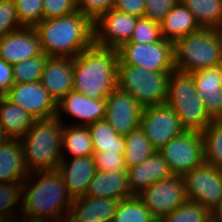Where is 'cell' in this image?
<instances>
[{
  "mask_svg": "<svg viewBox=\"0 0 222 222\" xmlns=\"http://www.w3.org/2000/svg\"><path fill=\"white\" fill-rule=\"evenodd\" d=\"M71 204L57 170L29 173L22 183L21 211L42 222L67 220Z\"/></svg>",
  "mask_w": 222,
  "mask_h": 222,
  "instance_id": "6da1fadb",
  "label": "cell"
},
{
  "mask_svg": "<svg viewBox=\"0 0 222 222\" xmlns=\"http://www.w3.org/2000/svg\"><path fill=\"white\" fill-rule=\"evenodd\" d=\"M34 28L49 57L74 58L94 44L93 22L78 11L42 20Z\"/></svg>",
  "mask_w": 222,
  "mask_h": 222,
  "instance_id": "7a4b0ae2",
  "label": "cell"
},
{
  "mask_svg": "<svg viewBox=\"0 0 222 222\" xmlns=\"http://www.w3.org/2000/svg\"><path fill=\"white\" fill-rule=\"evenodd\" d=\"M117 49L93 44L73 58V90L91 99L106 98L117 88Z\"/></svg>",
  "mask_w": 222,
  "mask_h": 222,
  "instance_id": "3957f363",
  "label": "cell"
},
{
  "mask_svg": "<svg viewBox=\"0 0 222 222\" xmlns=\"http://www.w3.org/2000/svg\"><path fill=\"white\" fill-rule=\"evenodd\" d=\"M64 124L57 117L35 120L20 139L29 173L57 170L62 157Z\"/></svg>",
  "mask_w": 222,
  "mask_h": 222,
  "instance_id": "277c9868",
  "label": "cell"
},
{
  "mask_svg": "<svg viewBox=\"0 0 222 222\" xmlns=\"http://www.w3.org/2000/svg\"><path fill=\"white\" fill-rule=\"evenodd\" d=\"M222 63V37L219 29L200 28L174 42L175 70L187 73Z\"/></svg>",
  "mask_w": 222,
  "mask_h": 222,
  "instance_id": "5b68a950",
  "label": "cell"
},
{
  "mask_svg": "<svg viewBox=\"0 0 222 222\" xmlns=\"http://www.w3.org/2000/svg\"><path fill=\"white\" fill-rule=\"evenodd\" d=\"M165 104L175 111L186 131L202 132L213 121L198 95L192 73H170Z\"/></svg>",
  "mask_w": 222,
  "mask_h": 222,
  "instance_id": "8992f818",
  "label": "cell"
},
{
  "mask_svg": "<svg viewBox=\"0 0 222 222\" xmlns=\"http://www.w3.org/2000/svg\"><path fill=\"white\" fill-rule=\"evenodd\" d=\"M171 72H155L142 67L118 65L117 88L130 94L143 108L164 105Z\"/></svg>",
  "mask_w": 222,
  "mask_h": 222,
  "instance_id": "52a82bcc",
  "label": "cell"
},
{
  "mask_svg": "<svg viewBox=\"0 0 222 222\" xmlns=\"http://www.w3.org/2000/svg\"><path fill=\"white\" fill-rule=\"evenodd\" d=\"M118 51V65L142 67L155 72H172L174 42L162 38L151 44L128 41Z\"/></svg>",
  "mask_w": 222,
  "mask_h": 222,
  "instance_id": "ba28073f",
  "label": "cell"
},
{
  "mask_svg": "<svg viewBox=\"0 0 222 222\" xmlns=\"http://www.w3.org/2000/svg\"><path fill=\"white\" fill-rule=\"evenodd\" d=\"M158 152L167 162L172 175L183 176L205 162L203 136L198 131H184Z\"/></svg>",
  "mask_w": 222,
  "mask_h": 222,
  "instance_id": "9c48e42d",
  "label": "cell"
},
{
  "mask_svg": "<svg viewBox=\"0 0 222 222\" xmlns=\"http://www.w3.org/2000/svg\"><path fill=\"white\" fill-rule=\"evenodd\" d=\"M187 200L202 204L210 211L222 199V169L208 163L183 176Z\"/></svg>",
  "mask_w": 222,
  "mask_h": 222,
  "instance_id": "30bf717a",
  "label": "cell"
},
{
  "mask_svg": "<svg viewBox=\"0 0 222 222\" xmlns=\"http://www.w3.org/2000/svg\"><path fill=\"white\" fill-rule=\"evenodd\" d=\"M137 197L154 218L162 219L187 200L184 179L182 176L171 175L150 185Z\"/></svg>",
  "mask_w": 222,
  "mask_h": 222,
  "instance_id": "8fae6325",
  "label": "cell"
},
{
  "mask_svg": "<svg viewBox=\"0 0 222 222\" xmlns=\"http://www.w3.org/2000/svg\"><path fill=\"white\" fill-rule=\"evenodd\" d=\"M140 126L156 151L186 131L175 111L166 104L143 108Z\"/></svg>",
  "mask_w": 222,
  "mask_h": 222,
  "instance_id": "7c38bea8",
  "label": "cell"
},
{
  "mask_svg": "<svg viewBox=\"0 0 222 222\" xmlns=\"http://www.w3.org/2000/svg\"><path fill=\"white\" fill-rule=\"evenodd\" d=\"M137 17L115 9L104 13L94 23V44L99 47L119 49L130 41Z\"/></svg>",
  "mask_w": 222,
  "mask_h": 222,
  "instance_id": "4fadbf2b",
  "label": "cell"
},
{
  "mask_svg": "<svg viewBox=\"0 0 222 222\" xmlns=\"http://www.w3.org/2000/svg\"><path fill=\"white\" fill-rule=\"evenodd\" d=\"M4 96L36 120L56 117L57 103L40 81L13 84Z\"/></svg>",
  "mask_w": 222,
  "mask_h": 222,
  "instance_id": "5bb4252c",
  "label": "cell"
},
{
  "mask_svg": "<svg viewBox=\"0 0 222 222\" xmlns=\"http://www.w3.org/2000/svg\"><path fill=\"white\" fill-rule=\"evenodd\" d=\"M143 107L128 93L116 88L106 97L105 120L120 135L140 126Z\"/></svg>",
  "mask_w": 222,
  "mask_h": 222,
  "instance_id": "9a60e30c",
  "label": "cell"
},
{
  "mask_svg": "<svg viewBox=\"0 0 222 222\" xmlns=\"http://www.w3.org/2000/svg\"><path fill=\"white\" fill-rule=\"evenodd\" d=\"M106 98L91 99L80 92L71 90L59 102H57L56 117L63 123L67 118L73 117L75 123L70 125L87 126L105 118ZM64 119V121H63ZM77 122V123H76Z\"/></svg>",
  "mask_w": 222,
  "mask_h": 222,
  "instance_id": "2e32d148",
  "label": "cell"
},
{
  "mask_svg": "<svg viewBox=\"0 0 222 222\" xmlns=\"http://www.w3.org/2000/svg\"><path fill=\"white\" fill-rule=\"evenodd\" d=\"M42 53L40 37L33 27H22L0 39V59L11 65Z\"/></svg>",
  "mask_w": 222,
  "mask_h": 222,
  "instance_id": "e0dca14e",
  "label": "cell"
},
{
  "mask_svg": "<svg viewBox=\"0 0 222 222\" xmlns=\"http://www.w3.org/2000/svg\"><path fill=\"white\" fill-rule=\"evenodd\" d=\"M69 159L62 158L57 171L64 181L69 196L74 199L86 194L97 170L93 156Z\"/></svg>",
  "mask_w": 222,
  "mask_h": 222,
  "instance_id": "ac0fdd59",
  "label": "cell"
},
{
  "mask_svg": "<svg viewBox=\"0 0 222 222\" xmlns=\"http://www.w3.org/2000/svg\"><path fill=\"white\" fill-rule=\"evenodd\" d=\"M40 82L56 103L59 102L73 90V58L48 57Z\"/></svg>",
  "mask_w": 222,
  "mask_h": 222,
  "instance_id": "d6986e66",
  "label": "cell"
},
{
  "mask_svg": "<svg viewBox=\"0 0 222 222\" xmlns=\"http://www.w3.org/2000/svg\"><path fill=\"white\" fill-rule=\"evenodd\" d=\"M120 200L92 198L87 195L72 199L69 222H112Z\"/></svg>",
  "mask_w": 222,
  "mask_h": 222,
  "instance_id": "ffe728a7",
  "label": "cell"
},
{
  "mask_svg": "<svg viewBox=\"0 0 222 222\" xmlns=\"http://www.w3.org/2000/svg\"><path fill=\"white\" fill-rule=\"evenodd\" d=\"M192 74L205 110L213 119L222 110V63Z\"/></svg>",
  "mask_w": 222,
  "mask_h": 222,
  "instance_id": "44dd1931",
  "label": "cell"
},
{
  "mask_svg": "<svg viewBox=\"0 0 222 222\" xmlns=\"http://www.w3.org/2000/svg\"><path fill=\"white\" fill-rule=\"evenodd\" d=\"M127 173L133 196H137L150 185L172 175L167 162L158 151H155L139 165L128 168Z\"/></svg>",
  "mask_w": 222,
  "mask_h": 222,
  "instance_id": "7402d4cb",
  "label": "cell"
},
{
  "mask_svg": "<svg viewBox=\"0 0 222 222\" xmlns=\"http://www.w3.org/2000/svg\"><path fill=\"white\" fill-rule=\"evenodd\" d=\"M85 195L92 198L117 200L132 197L127 170L114 172L97 170Z\"/></svg>",
  "mask_w": 222,
  "mask_h": 222,
  "instance_id": "603a6c76",
  "label": "cell"
},
{
  "mask_svg": "<svg viewBox=\"0 0 222 222\" xmlns=\"http://www.w3.org/2000/svg\"><path fill=\"white\" fill-rule=\"evenodd\" d=\"M23 145L19 139H7L0 144V183H23L28 177Z\"/></svg>",
  "mask_w": 222,
  "mask_h": 222,
  "instance_id": "cb8c5ba5",
  "label": "cell"
},
{
  "mask_svg": "<svg viewBox=\"0 0 222 222\" xmlns=\"http://www.w3.org/2000/svg\"><path fill=\"white\" fill-rule=\"evenodd\" d=\"M36 119L26 110L0 96V126L8 139H21Z\"/></svg>",
  "mask_w": 222,
  "mask_h": 222,
  "instance_id": "d4e9b609",
  "label": "cell"
},
{
  "mask_svg": "<svg viewBox=\"0 0 222 222\" xmlns=\"http://www.w3.org/2000/svg\"><path fill=\"white\" fill-rule=\"evenodd\" d=\"M162 38L175 42L200 29L194 15L180 1L160 23Z\"/></svg>",
  "mask_w": 222,
  "mask_h": 222,
  "instance_id": "484cf974",
  "label": "cell"
},
{
  "mask_svg": "<svg viewBox=\"0 0 222 222\" xmlns=\"http://www.w3.org/2000/svg\"><path fill=\"white\" fill-rule=\"evenodd\" d=\"M66 151V152H65ZM93 142L87 126L64 123L62 136V157L71 158L93 156Z\"/></svg>",
  "mask_w": 222,
  "mask_h": 222,
  "instance_id": "4316f807",
  "label": "cell"
},
{
  "mask_svg": "<svg viewBox=\"0 0 222 222\" xmlns=\"http://www.w3.org/2000/svg\"><path fill=\"white\" fill-rule=\"evenodd\" d=\"M94 152L121 153L124 155L125 136L118 134L105 120L87 125Z\"/></svg>",
  "mask_w": 222,
  "mask_h": 222,
  "instance_id": "83f0119b",
  "label": "cell"
},
{
  "mask_svg": "<svg viewBox=\"0 0 222 222\" xmlns=\"http://www.w3.org/2000/svg\"><path fill=\"white\" fill-rule=\"evenodd\" d=\"M194 15L200 28L219 29L222 26V0H180Z\"/></svg>",
  "mask_w": 222,
  "mask_h": 222,
  "instance_id": "f1b7e54d",
  "label": "cell"
},
{
  "mask_svg": "<svg viewBox=\"0 0 222 222\" xmlns=\"http://www.w3.org/2000/svg\"><path fill=\"white\" fill-rule=\"evenodd\" d=\"M155 151L141 126L132 130L125 136L124 161L126 168L139 165Z\"/></svg>",
  "mask_w": 222,
  "mask_h": 222,
  "instance_id": "f546056e",
  "label": "cell"
},
{
  "mask_svg": "<svg viewBox=\"0 0 222 222\" xmlns=\"http://www.w3.org/2000/svg\"><path fill=\"white\" fill-rule=\"evenodd\" d=\"M153 215L137 196L120 200L112 222H150Z\"/></svg>",
  "mask_w": 222,
  "mask_h": 222,
  "instance_id": "4dcf8cb0",
  "label": "cell"
},
{
  "mask_svg": "<svg viewBox=\"0 0 222 222\" xmlns=\"http://www.w3.org/2000/svg\"><path fill=\"white\" fill-rule=\"evenodd\" d=\"M205 163L222 169V127L213 121L201 132Z\"/></svg>",
  "mask_w": 222,
  "mask_h": 222,
  "instance_id": "1f68e13d",
  "label": "cell"
},
{
  "mask_svg": "<svg viewBox=\"0 0 222 222\" xmlns=\"http://www.w3.org/2000/svg\"><path fill=\"white\" fill-rule=\"evenodd\" d=\"M48 57V55L42 53L12 65L14 84L40 81Z\"/></svg>",
  "mask_w": 222,
  "mask_h": 222,
  "instance_id": "d6a6232c",
  "label": "cell"
},
{
  "mask_svg": "<svg viewBox=\"0 0 222 222\" xmlns=\"http://www.w3.org/2000/svg\"><path fill=\"white\" fill-rule=\"evenodd\" d=\"M211 211L202 204L186 200L180 207L164 216L162 222H209Z\"/></svg>",
  "mask_w": 222,
  "mask_h": 222,
  "instance_id": "836d02e7",
  "label": "cell"
},
{
  "mask_svg": "<svg viewBox=\"0 0 222 222\" xmlns=\"http://www.w3.org/2000/svg\"><path fill=\"white\" fill-rule=\"evenodd\" d=\"M21 198L22 183H0V214L11 216L20 212Z\"/></svg>",
  "mask_w": 222,
  "mask_h": 222,
  "instance_id": "e575fe53",
  "label": "cell"
},
{
  "mask_svg": "<svg viewBox=\"0 0 222 222\" xmlns=\"http://www.w3.org/2000/svg\"><path fill=\"white\" fill-rule=\"evenodd\" d=\"M22 27H35L43 20V0H14Z\"/></svg>",
  "mask_w": 222,
  "mask_h": 222,
  "instance_id": "d590c367",
  "label": "cell"
},
{
  "mask_svg": "<svg viewBox=\"0 0 222 222\" xmlns=\"http://www.w3.org/2000/svg\"><path fill=\"white\" fill-rule=\"evenodd\" d=\"M161 39L162 35L159 23L145 17L137 19L130 41L151 44Z\"/></svg>",
  "mask_w": 222,
  "mask_h": 222,
  "instance_id": "8d00e7d4",
  "label": "cell"
},
{
  "mask_svg": "<svg viewBox=\"0 0 222 222\" xmlns=\"http://www.w3.org/2000/svg\"><path fill=\"white\" fill-rule=\"evenodd\" d=\"M20 28L14 0H0V39Z\"/></svg>",
  "mask_w": 222,
  "mask_h": 222,
  "instance_id": "74e56055",
  "label": "cell"
},
{
  "mask_svg": "<svg viewBox=\"0 0 222 222\" xmlns=\"http://www.w3.org/2000/svg\"><path fill=\"white\" fill-rule=\"evenodd\" d=\"M77 11L93 23L104 13L114 9L115 0H76Z\"/></svg>",
  "mask_w": 222,
  "mask_h": 222,
  "instance_id": "f35d334b",
  "label": "cell"
},
{
  "mask_svg": "<svg viewBox=\"0 0 222 222\" xmlns=\"http://www.w3.org/2000/svg\"><path fill=\"white\" fill-rule=\"evenodd\" d=\"M93 158L96 170L105 172L127 170L124 155L121 153L94 152Z\"/></svg>",
  "mask_w": 222,
  "mask_h": 222,
  "instance_id": "ab89813d",
  "label": "cell"
},
{
  "mask_svg": "<svg viewBox=\"0 0 222 222\" xmlns=\"http://www.w3.org/2000/svg\"><path fill=\"white\" fill-rule=\"evenodd\" d=\"M77 11L76 0H43V20Z\"/></svg>",
  "mask_w": 222,
  "mask_h": 222,
  "instance_id": "60d3db41",
  "label": "cell"
},
{
  "mask_svg": "<svg viewBox=\"0 0 222 222\" xmlns=\"http://www.w3.org/2000/svg\"><path fill=\"white\" fill-rule=\"evenodd\" d=\"M179 1L180 0H145L146 8L144 17L160 24Z\"/></svg>",
  "mask_w": 222,
  "mask_h": 222,
  "instance_id": "b9f144b4",
  "label": "cell"
},
{
  "mask_svg": "<svg viewBox=\"0 0 222 222\" xmlns=\"http://www.w3.org/2000/svg\"><path fill=\"white\" fill-rule=\"evenodd\" d=\"M145 8V0H115L114 6L115 10L137 18L144 17Z\"/></svg>",
  "mask_w": 222,
  "mask_h": 222,
  "instance_id": "7bdbcfd3",
  "label": "cell"
},
{
  "mask_svg": "<svg viewBox=\"0 0 222 222\" xmlns=\"http://www.w3.org/2000/svg\"><path fill=\"white\" fill-rule=\"evenodd\" d=\"M14 84L13 67L0 59V96H4Z\"/></svg>",
  "mask_w": 222,
  "mask_h": 222,
  "instance_id": "ee69618b",
  "label": "cell"
},
{
  "mask_svg": "<svg viewBox=\"0 0 222 222\" xmlns=\"http://www.w3.org/2000/svg\"><path fill=\"white\" fill-rule=\"evenodd\" d=\"M17 218L21 219V221L17 220ZM7 222H42V221H40L39 219H36L35 217L27 215L26 213H24L22 211H20V212L15 213L14 215H11Z\"/></svg>",
  "mask_w": 222,
  "mask_h": 222,
  "instance_id": "f6af8a7d",
  "label": "cell"
},
{
  "mask_svg": "<svg viewBox=\"0 0 222 222\" xmlns=\"http://www.w3.org/2000/svg\"><path fill=\"white\" fill-rule=\"evenodd\" d=\"M211 218L217 222H222V199L219 203L211 210Z\"/></svg>",
  "mask_w": 222,
  "mask_h": 222,
  "instance_id": "bcb514c9",
  "label": "cell"
},
{
  "mask_svg": "<svg viewBox=\"0 0 222 222\" xmlns=\"http://www.w3.org/2000/svg\"><path fill=\"white\" fill-rule=\"evenodd\" d=\"M213 122L222 127V110L213 118Z\"/></svg>",
  "mask_w": 222,
  "mask_h": 222,
  "instance_id": "7dc6e473",
  "label": "cell"
},
{
  "mask_svg": "<svg viewBox=\"0 0 222 222\" xmlns=\"http://www.w3.org/2000/svg\"><path fill=\"white\" fill-rule=\"evenodd\" d=\"M8 138L4 134V130L0 126V144L5 142Z\"/></svg>",
  "mask_w": 222,
  "mask_h": 222,
  "instance_id": "c3c4849f",
  "label": "cell"
},
{
  "mask_svg": "<svg viewBox=\"0 0 222 222\" xmlns=\"http://www.w3.org/2000/svg\"><path fill=\"white\" fill-rule=\"evenodd\" d=\"M10 216L0 214V222H7Z\"/></svg>",
  "mask_w": 222,
  "mask_h": 222,
  "instance_id": "681fc988",
  "label": "cell"
},
{
  "mask_svg": "<svg viewBox=\"0 0 222 222\" xmlns=\"http://www.w3.org/2000/svg\"><path fill=\"white\" fill-rule=\"evenodd\" d=\"M150 222H162V220L159 218H153Z\"/></svg>",
  "mask_w": 222,
  "mask_h": 222,
  "instance_id": "f907efd6",
  "label": "cell"
},
{
  "mask_svg": "<svg viewBox=\"0 0 222 222\" xmlns=\"http://www.w3.org/2000/svg\"><path fill=\"white\" fill-rule=\"evenodd\" d=\"M219 31H220V34H221V37H222V26L219 28Z\"/></svg>",
  "mask_w": 222,
  "mask_h": 222,
  "instance_id": "816d5d0a",
  "label": "cell"
},
{
  "mask_svg": "<svg viewBox=\"0 0 222 222\" xmlns=\"http://www.w3.org/2000/svg\"><path fill=\"white\" fill-rule=\"evenodd\" d=\"M210 222H217L216 220H213L212 218H210Z\"/></svg>",
  "mask_w": 222,
  "mask_h": 222,
  "instance_id": "f5cc1de1",
  "label": "cell"
}]
</instances>
